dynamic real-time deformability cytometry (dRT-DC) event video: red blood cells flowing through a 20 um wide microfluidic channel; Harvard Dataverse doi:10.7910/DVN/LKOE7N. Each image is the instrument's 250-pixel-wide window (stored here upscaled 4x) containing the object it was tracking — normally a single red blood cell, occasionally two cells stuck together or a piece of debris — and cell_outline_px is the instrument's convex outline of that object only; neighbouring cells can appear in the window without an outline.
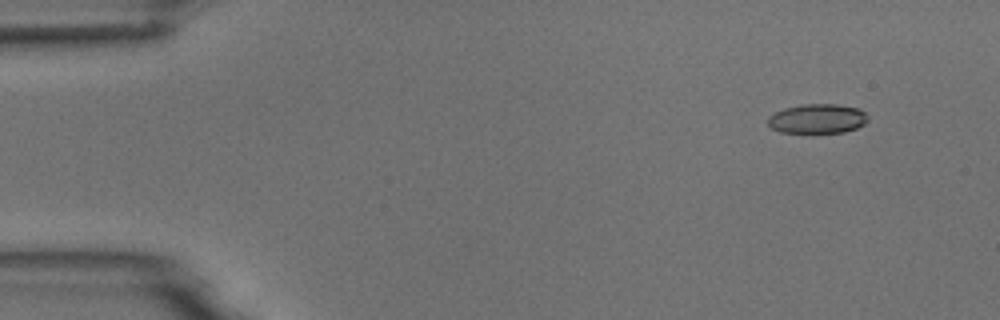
{"species": "common noctule bat (a hibernating species)", "species_latin": "Nyctalus noctula", "temperature_condition": "room temperature", "stored_images_in_passage": 5, "camera_frame_rate_fps": 3000, "um_per_image_px": 0.085, "animal": {"sex": "male", "body_mass_g": 18.8}, "frame": {"image": 1, "passage_image": 2, "time_ms": 1.0, "image_size_px": [1000, 320], "cell_outline_px": [[868, 120], [864, 124], [856, 128], [844, 132], [780, 132], [772, 128], [768, 124], [768, 116], [784, 108], [804, 104], [836, 104], [860, 108], [868, 116]], "centroid_in_image_um": [69.5, 10.08], "position_along_channel_um": 15.5, "area_um2": 17.11}}
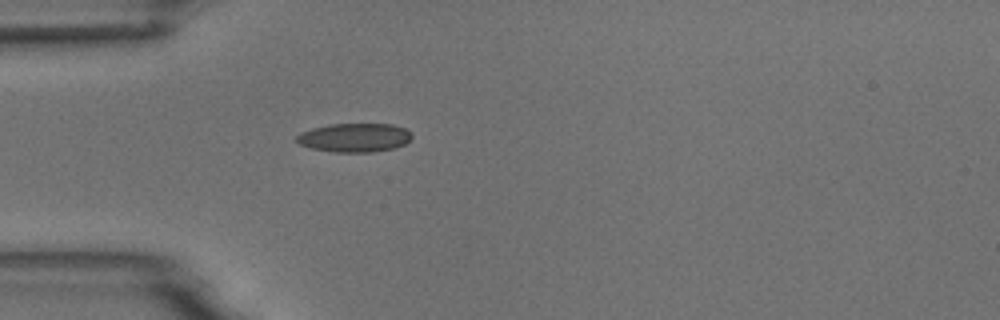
{"frame": {"image": 2, "passage_image": 5, "time_ms": 4.667, "image_size_px": [1000, 320], "cell_outline_px": [[412, 136], [404, 144], [396, 148], [372, 152], [336, 152], [312, 148], [300, 144], [296, 140], [296, 136], [300, 132], [312, 128], [328, 124], [392, 124], [404, 128]], "centroid_in_image_um": [30.11, 11.69], "position_along_channel_um": 54.9, "area_um2": 19.25}}